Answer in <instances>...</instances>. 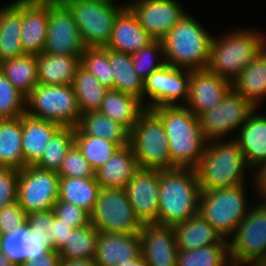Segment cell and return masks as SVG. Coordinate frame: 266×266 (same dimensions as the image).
<instances>
[{"mask_svg":"<svg viewBox=\"0 0 266 266\" xmlns=\"http://www.w3.org/2000/svg\"><path fill=\"white\" fill-rule=\"evenodd\" d=\"M22 31V0L0 5V63L25 55L20 40Z\"/></svg>","mask_w":266,"mask_h":266,"instance_id":"obj_26","label":"cell"},{"mask_svg":"<svg viewBox=\"0 0 266 266\" xmlns=\"http://www.w3.org/2000/svg\"><path fill=\"white\" fill-rule=\"evenodd\" d=\"M141 254L140 234L99 232L95 262L97 266H119Z\"/></svg>","mask_w":266,"mask_h":266,"instance_id":"obj_20","label":"cell"},{"mask_svg":"<svg viewBox=\"0 0 266 266\" xmlns=\"http://www.w3.org/2000/svg\"><path fill=\"white\" fill-rule=\"evenodd\" d=\"M50 250L45 241L30 231L27 222L18 229H13L12 232L0 234V252L6 255L15 266H22L28 259L36 261Z\"/></svg>","mask_w":266,"mask_h":266,"instance_id":"obj_21","label":"cell"},{"mask_svg":"<svg viewBox=\"0 0 266 266\" xmlns=\"http://www.w3.org/2000/svg\"><path fill=\"white\" fill-rule=\"evenodd\" d=\"M145 110L143 102L137 97L108 89L98 111L130 132Z\"/></svg>","mask_w":266,"mask_h":266,"instance_id":"obj_31","label":"cell"},{"mask_svg":"<svg viewBox=\"0 0 266 266\" xmlns=\"http://www.w3.org/2000/svg\"><path fill=\"white\" fill-rule=\"evenodd\" d=\"M108 60L113 72V90L132 95L143 102L144 81L134 70L131 54L108 49Z\"/></svg>","mask_w":266,"mask_h":266,"instance_id":"obj_35","label":"cell"},{"mask_svg":"<svg viewBox=\"0 0 266 266\" xmlns=\"http://www.w3.org/2000/svg\"><path fill=\"white\" fill-rule=\"evenodd\" d=\"M0 165L18 170L24 168L22 116L0 119Z\"/></svg>","mask_w":266,"mask_h":266,"instance_id":"obj_34","label":"cell"},{"mask_svg":"<svg viewBox=\"0 0 266 266\" xmlns=\"http://www.w3.org/2000/svg\"><path fill=\"white\" fill-rule=\"evenodd\" d=\"M197 19L189 12L161 39L166 64L189 70L206 69L213 33Z\"/></svg>","mask_w":266,"mask_h":266,"instance_id":"obj_4","label":"cell"},{"mask_svg":"<svg viewBox=\"0 0 266 266\" xmlns=\"http://www.w3.org/2000/svg\"><path fill=\"white\" fill-rule=\"evenodd\" d=\"M90 223L99 232L118 234L138 233L142 226L125 188H101L90 214Z\"/></svg>","mask_w":266,"mask_h":266,"instance_id":"obj_12","label":"cell"},{"mask_svg":"<svg viewBox=\"0 0 266 266\" xmlns=\"http://www.w3.org/2000/svg\"><path fill=\"white\" fill-rule=\"evenodd\" d=\"M139 169L132 147H120L111 158L95 171L100 188H125Z\"/></svg>","mask_w":266,"mask_h":266,"instance_id":"obj_28","label":"cell"},{"mask_svg":"<svg viewBox=\"0 0 266 266\" xmlns=\"http://www.w3.org/2000/svg\"><path fill=\"white\" fill-rule=\"evenodd\" d=\"M248 186L254 193L253 181L250 184L200 192L198 213L225 239L234 233L255 203V195L250 196L252 191Z\"/></svg>","mask_w":266,"mask_h":266,"instance_id":"obj_6","label":"cell"},{"mask_svg":"<svg viewBox=\"0 0 266 266\" xmlns=\"http://www.w3.org/2000/svg\"><path fill=\"white\" fill-rule=\"evenodd\" d=\"M58 196L57 172L36 166H26L19 170L17 201L27 214L53 209Z\"/></svg>","mask_w":266,"mask_h":266,"instance_id":"obj_14","label":"cell"},{"mask_svg":"<svg viewBox=\"0 0 266 266\" xmlns=\"http://www.w3.org/2000/svg\"><path fill=\"white\" fill-rule=\"evenodd\" d=\"M25 110L26 96L0 71V119L18 118L25 114Z\"/></svg>","mask_w":266,"mask_h":266,"instance_id":"obj_44","label":"cell"},{"mask_svg":"<svg viewBox=\"0 0 266 266\" xmlns=\"http://www.w3.org/2000/svg\"><path fill=\"white\" fill-rule=\"evenodd\" d=\"M25 113L62 127H76L81 116L72 85L37 84L26 96Z\"/></svg>","mask_w":266,"mask_h":266,"instance_id":"obj_9","label":"cell"},{"mask_svg":"<svg viewBox=\"0 0 266 266\" xmlns=\"http://www.w3.org/2000/svg\"><path fill=\"white\" fill-rule=\"evenodd\" d=\"M232 89L261 108L266 100V45L232 82Z\"/></svg>","mask_w":266,"mask_h":266,"instance_id":"obj_27","label":"cell"},{"mask_svg":"<svg viewBox=\"0 0 266 266\" xmlns=\"http://www.w3.org/2000/svg\"><path fill=\"white\" fill-rule=\"evenodd\" d=\"M140 26L161 40L189 12L180 0H126Z\"/></svg>","mask_w":266,"mask_h":266,"instance_id":"obj_16","label":"cell"},{"mask_svg":"<svg viewBox=\"0 0 266 266\" xmlns=\"http://www.w3.org/2000/svg\"><path fill=\"white\" fill-rule=\"evenodd\" d=\"M252 266H265L262 262L258 263V264H253Z\"/></svg>","mask_w":266,"mask_h":266,"instance_id":"obj_57","label":"cell"},{"mask_svg":"<svg viewBox=\"0 0 266 266\" xmlns=\"http://www.w3.org/2000/svg\"><path fill=\"white\" fill-rule=\"evenodd\" d=\"M59 266H97L94 259H61Z\"/></svg>","mask_w":266,"mask_h":266,"instance_id":"obj_53","label":"cell"},{"mask_svg":"<svg viewBox=\"0 0 266 266\" xmlns=\"http://www.w3.org/2000/svg\"><path fill=\"white\" fill-rule=\"evenodd\" d=\"M255 109L250 101L231 89L218 106L198 116L204 138L207 142L235 139Z\"/></svg>","mask_w":266,"mask_h":266,"instance_id":"obj_11","label":"cell"},{"mask_svg":"<svg viewBox=\"0 0 266 266\" xmlns=\"http://www.w3.org/2000/svg\"><path fill=\"white\" fill-rule=\"evenodd\" d=\"M37 3H49V4H58L65 3L67 0H29Z\"/></svg>","mask_w":266,"mask_h":266,"instance_id":"obj_56","label":"cell"},{"mask_svg":"<svg viewBox=\"0 0 266 266\" xmlns=\"http://www.w3.org/2000/svg\"><path fill=\"white\" fill-rule=\"evenodd\" d=\"M176 266H233L229 257L228 239L221 244L195 250H178Z\"/></svg>","mask_w":266,"mask_h":266,"instance_id":"obj_38","label":"cell"},{"mask_svg":"<svg viewBox=\"0 0 266 266\" xmlns=\"http://www.w3.org/2000/svg\"><path fill=\"white\" fill-rule=\"evenodd\" d=\"M81 66L94 75L108 89H113L114 78L108 60V48L85 47L81 55Z\"/></svg>","mask_w":266,"mask_h":266,"instance_id":"obj_42","label":"cell"},{"mask_svg":"<svg viewBox=\"0 0 266 266\" xmlns=\"http://www.w3.org/2000/svg\"><path fill=\"white\" fill-rule=\"evenodd\" d=\"M0 71L25 96L38 84L36 55L25 54L3 61Z\"/></svg>","mask_w":266,"mask_h":266,"instance_id":"obj_36","label":"cell"},{"mask_svg":"<svg viewBox=\"0 0 266 266\" xmlns=\"http://www.w3.org/2000/svg\"><path fill=\"white\" fill-rule=\"evenodd\" d=\"M150 110L162 121L166 131L171 169H195L207 145L198 117L184 106H161Z\"/></svg>","mask_w":266,"mask_h":266,"instance_id":"obj_3","label":"cell"},{"mask_svg":"<svg viewBox=\"0 0 266 266\" xmlns=\"http://www.w3.org/2000/svg\"><path fill=\"white\" fill-rule=\"evenodd\" d=\"M75 127H62L51 139L42 158L34 165L37 168L58 172L62 161L74 144Z\"/></svg>","mask_w":266,"mask_h":266,"instance_id":"obj_40","label":"cell"},{"mask_svg":"<svg viewBox=\"0 0 266 266\" xmlns=\"http://www.w3.org/2000/svg\"><path fill=\"white\" fill-rule=\"evenodd\" d=\"M60 261L61 257L58 251L51 249L41 258H37L36 261L28 259L22 264V266H59Z\"/></svg>","mask_w":266,"mask_h":266,"instance_id":"obj_52","label":"cell"},{"mask_svg":"<svg viewBox=\"0 0 266 266\" xmlns=\"http://www.w3.org/2000/svg\"><path fill=\"white\" fill-rule=\"evenodd\" d=\"M134 70L145 81L154 71L164 66L163 43L159 39H153L146 46L131 54Z\"/></svg>","mask_w":266,"mask_h":266,"instance_id":"obj_43","label":"cell"},{"mask_svg":"<svg viewBox=\"0 0 266 266\" xmlns=\"http://www.w3.org/2000/svg\"><path fill=\"white\" fill-rule=\"evenodd\" d=\"M178 250L221 244L225 238L199 213L173 226Z\"/></svg>","mask_w":266,"mask_h":266,"instance_id":"obj_29","label":"cell"},{"mask_svg":"<svg viewBox=\"0 0 266 266\" xmlns=\"http://www.w3.org/2000/svg\"><path fill=\"white\" fill-rule=\"evenodd\" d=\"M74 144L94 171L103 166L122 147L120 144L89 135H74Z\"/></svg>","mask_w":266,"mask_h":266,"instance_id":"obj_41","label":"cell"},{"mask_svg":"<svg viewBox=\"0 0 266 266\" xmlns=\"http://www.w3.org/2000/svg\"><path fill=\"white\" fill-rule=\"evenodd\" d=\"M72 230L69 224L54 217L53 250L59 251L64 246Z\"/></svg>","mask_w":266,"mask_h":266,"instance_id":"obj_51","label":"cell"},{"mask_svg":"<svg viewBox=\"0 0 266 266\" xmlns=\"http://www.w3.org/2000/svg\"><path fill=\"white\" fill-rule=\"evenodd\" d=\"M48 29V3L22 0V31L20 40L25 54L43 52Z\"/></svg>","mask_w":266,"mask_h":266,"instance_id":"obj_24","label":"cell"},{"mask_svg":"<svg viewBox=\"0 0 266 266\" xmlns=\"http://www.w3.org/2000/svg\"><path fill=\"white\" fill-rule=\"evenodd\" d=\"M200 192L195 169L160 170L158 224L174 226L197 215Z\"/></svg>","mask_w":266,"mask_h":266,"instance_id":"obj_5","label":"cell"},{"mask_svg":"<svg viewBox=\"0 0 266 266\" xmlns=\"http://www.w3.org/2000/svg\"><path fill=\"white\" fill-rule=\"evenodd\" d=\"M231 89V82L207 69L190 70L188 97L184 107L198 117L218 106Z\"/></svg>","mask_w":266,"mask_h":266,"instance_id":"obj_18","label":"cell"},{"mask_svg":"<svg viewBox=\"0 0 266 266\" xmlns=\"http://www.w3.org/2000/svg\"><path fill=\"white\" fill-rule=\"evenodd\" d=\"M99 231L90 223L73 229L64 246L58 251L61 259H94Z\"/></svg>","mask_w":266,"mask_h":266,"instance_id":"obj_39","label":"cell"},{"mask_svg":"<svg viewBox=\"0 0 266 266\" xmlns=\"http://www.w3.org/2000/svg\"><path fill=\"white\" fill-rule=\"evenodd\" d=\"M190 70L165 64L144 81L143 104L146 109L184 106L189 89Z\"/></svg>","mask_w":266,"mask_h":266,"instance_id":"obj_13","label":"cell"},{"mask_svg":"<svg viewBox=\"0 0 266 266\" xmlns=\"http://www.w3.org/2000/svg\"><path fill=\"white\" fill-rule=\"evenodd\" d=\"M72 86L81 114L98 111L108 91L106 86L102 85L94 75L82 66L75 73Z\"/></svg>","mask_w":266,"mask_h":266,"instance_id":"obj_37","label":"cell"},{"mask_svg":"<svg viewBox=\"0 0 266 266\" xmlns=\"http://www.w3.org/2000/svg\"><path fill=\"white\" fill-rule=\"evenodd\" d=\"M27 213L15 201L0 209V234H7L13 229H18L26 222Z\"/></svg>","mask_w":266,"mask_h":266,"instance_id":"obj_49","label":"cell"},{"mask_svg":"<svg viewBox=\"0 0 266 266\" xmlns=\"http://www.w3.org/2000/svg\"><path fill=\"white\" fill-rule=\"evenodd\" d=\"M139 234L147 266H176L178 248L173 226L144 223Z\"/></svg>","mask_w":266,"mask_h":266,"instance_id":"obj_19","label":"cell"},{"mask_svg":"<svg viewBox=\"0 0 266 266\" xmlns=\"http://www.w3.org/2000/svg\"><path fill=\"white\" fill-rule=\"evenodd\" d=\"M119 266H147L143 256L140 254L137 258L127 261L126 263H122Z\"/></svg>","mask_w":266,"mask_h":266,"instance_id":"obj_54","label":"cell"},{"mask_svg":"<svg viewBox=\"0 0 266 266\" xmlns=\"http://www.w3.org/2000/svg\"><path fill=\"white\" fill-rule=\"evenodd\" d=\"M260 109L250 114L235 138L253 171L266 162V112L263 114Z\"/></svg>","mask_w":266,"mask_h":266,"instance_id":"obj_22","label":"cell"},{"mask_svg":"<svg viewBox=\"0 0 266 266\" xmlns=\"http://www.w3.org/2000/svg\"><path fill=\"white\" fill-rule=\"evenodd\" d=\"M153 38L140 26L136 15L126 5L117 15L109 42L105 48L134 54Z\"/></svg>","mask_w":266,"mask_h":266,"instance_id":"obj_23","label":"cell"},{"mask_svg":"<svg viewBox=\"0 0 266 266\" xmlns=\"http://www.w3.org/2000/svg\"><path fill=\"white\" fill-rule=\"evenodd\" d=\"M253 185L255 202L266 205V162L253 171Z\"/></svg>","mask_w":266,"mask_h":266,"instance_id":"obj_50","label":"cell"},{"mask_svg":"<svg viewBox=\"0 0 266 266\" xmlns=\"http://www.w3.org/2000/svg\"><path fill=\"white\" fill-rule=\"evenodd\" d=\"M61 125L44 119L22 115V152L24 167L34 166L41 158L52 137Z\"/></svg>","mask_w":266,"mask_h":266,"instance_id":"obj_25","label":"cell"},{"mask_svg":"<svg viewBox=\"0 0 266 266\" xmlns=\"http://www.w3.org/2000/svg\"><path fill=\"white\" fill-rule=\"evenodd\" d=\"M57 174L59 177H95V171L75 144L72 145L65 155Z\"/></svg>","mask_w":266,"mask_h":266,"instance_id":"obj_45","label":"cell"},{"mask_svg":"<svg viewBox=\"0 0 266 266\" xmlns=\"http://www.w3.org/2000/svg\"><path fill=\"white\" fill-rule=\"evenodd\" d=\"M259 30L232 27L220 37L213 34L206 69L232 83L266 45V32Z\"/></svg>","mask_w":266,"mask_h":266,"instance_id":"obj_1","label":"cell"},{"mask_svg":"<svg viewBox=\"0 0 266 266\" xmlns=\"http://www.w3.org/2000/svg\"><path fill=\"white\" fill-rule=\"evenodd\" d=\"M195 170L201 191L235 187L253 181V170L235 139L207 142Z\"/></svg>","mask_w":266,"mask_h":266,"instance_id":"obj_2","label":"cell"},{"mask_svg":"<svg viewBox=\"0 0 266 266\" xmlns=\"http://www.w3.org/2000/svg\"><path fill=\"white\" fill-rule=\"evenodd\" d=\"M38 84L72 85L81 66V56H63L44 53L36 55Z\"/></svg>","mask_w":266,"mask_h":266,"instance_id":"obj_30","label":"cell"},{"mask_svg":"<svg viewBox=\"0 0 266 266\" xmlns=\"http://www.w3.org/2000/svg\"><path fill=\"white\" fill-rule=\"evenodd\" d=\"M0 266H15V265L9 261L6 255L0 252Z\"/></svg>","mask_w":266,"mask_h":266,"instance_id":"obj_55","label":"cell"},{"mask_svg":"<svg viewBox=\"0 0 266 266\" xmlns=\"http://www.w3.org/2000/svg\"><path fill=\"white\" fill-rule=\"evenodd\" d=\"M262 263L266 266V258L262 261Z\"/></svg>","mask_w":266,"mask_h":266,"instance_id":"obj_58","label":"cell"},{"mask_svg":"<svg viewBox=\"0 0 266 266\" xmlns=\"http://www.w3.org/2000/svg\"><path fill=\"white\" fill-rule=\"evenodd\" d=\"M85 45L72 12L64 3H48V29L44 53L81 56Z\"/></svg>","mask_w":266,"mask_h":266,"instance_id":"obj_15","label":"cell"},{"mask_svg":"<svg viewBox=\"0 0 266 266\" xmlns=\"http://www.w3.org/2000/svg\"><path fill=\"white\" fill-rule=\"evenodd\" d=\"M74 135H89L120 144L122 147L129 144V132L122 125L99 111L81 114Z\"/></svg>","mask_w":266,"mask_h":266,"instance_id":"obj_32","label":"cell"},{"mask_svg":"<svg viewBox=\"0 0 266 266\" xmlns=\"http://www.w3.org/2000/svg\"><path fill=\"white\" fill-rule=\"evenodd\" d=\"M129 145L139 168L169 170L171 157L162 121L146 109L129 132Z\"/></svg>","mask_w":266,"mask_h":266,"instance_id":"obj_8","label":"cell"},{"mask_svg":"<svg viewBox=\"0 0 266 266\" xmlns=\"http://www.w3.org/2000/svg\"><path fill=\"white\" fill-rule=\"evenodd\" d=\"M100 189L96 177H59L58 200L72 203L90 215Z\"/></svg>","mask_w":266,"mask_h":266,"instance_id":"obj_33","label":"cell"},{"mask_svg":"<svg viewBox=\"0 0 266 266\" xmlns=\"http://www.w3.org/2000/svg\"><path fill=\"white\" fill-rule=\"evenodd\" d=\"M228 248L233 266H252L266 258V205L253 203L228 238Z\"/></svg>","mask_w":266,"mask_h":266,"instance_id":"obj_10","label":"cell"},{"mask_svg":"<svg viewBox=\"0 0 266 266\" xmlns=\"http://www.w3.org/2000/svg\"><path fill=\"white\" fill-rule=\"evenodd\" d=\"M54 217L55 214L52 209L26 215V222L29 224L30 231L45 241L51 249H53Z\"/></svg>","mask_w":266,"mask_h":266,"instance_id":"obj_46","label":"cell"},{"mask_svg":"<svg viewBox=\"0 0 266 266\" xmlns=\"http://www.w3.org/2000/svg\"><path fill=\"white\" fill-rule=\"evenodd\" d=\"M52 210L56 218L69 224L73 229L90 224V215L72 203L57 200Z\"/></svg>","mask_w":266,"mask_h":266,"instance_id":"obj_47","label":"cell"},{"mask_svg":"<svg viewBox=\"0 0 266 266\" xmlns=\"http://www.w3.org/2000/svg\"><path fill=\"white\" fill-rule=\"evenodd\" d=\"M125 190L141 223L158 224L160 170L139 168L127 183Z\"/></svg>","mask_w":266,"mask_h":266,"instance_id":"obj_17","label":"cell"},{"mask_svg":"<svg viewBox=\"0 0 266 266\" xmlns=\"http://www.w3.org/2000/svg\"><path fill=\"white\" fill-rule=\"evenodd\" d=\"M85 47H105L109 42L113 23L126 2L111 0H67Z\"/></svg>","mask_w":266,"mask_h":266,"instance_id":"obj_7","label":"cell"},{"mask_svg":"<svg viewBox=\"0 0 266 266\" xmlns=\"http://www.w3.org/2000/svg\"><path fill=\"white\" fill-rule=\"evenodd\" d=\"M19 170L3 168L0 170V209L17 201Z\"/></svg>","mask_w":266,"mask_h":266,"instance_id":"obj_48","label":"cell"}]
</instances>
